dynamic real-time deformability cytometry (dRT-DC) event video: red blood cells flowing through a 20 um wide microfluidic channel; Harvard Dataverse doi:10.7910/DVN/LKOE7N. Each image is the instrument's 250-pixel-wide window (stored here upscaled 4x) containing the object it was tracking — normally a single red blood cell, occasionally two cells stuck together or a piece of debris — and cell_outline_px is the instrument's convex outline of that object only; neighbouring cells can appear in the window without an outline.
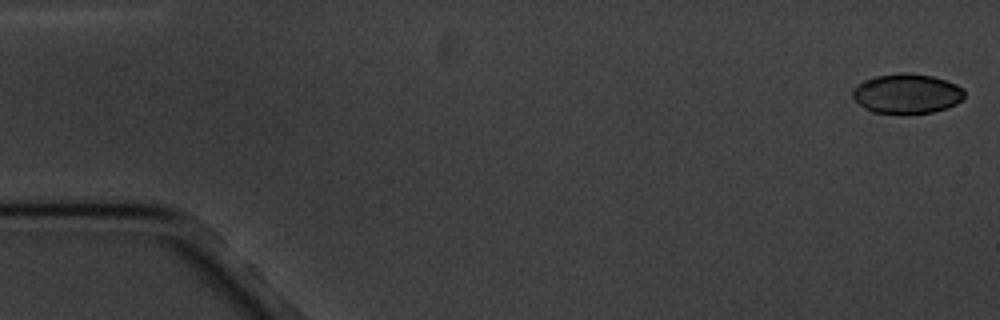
{"species": "common noctule bat (a hibernating species)", "species_latin": "Nyctalus noctula", "temperature_condition": "cold", "stored_images_in_passage": 5, "camera_frame_rate_fps": 3000, "um_per_image_px": 0.085, "animal": {"sex": "male", "body_mass_g": 20.1, "forearm_length_mm": 53.5}, "frame": {"image": 1, "passage_image": 1, "time_ms": 0.0, "image_size_px": [1000, 320], "cell_outline_px": [[964, 96], [956, 104], [948, 108], [932, 112], [872, 112], [864, 108], [852, 96], [852, 88], [856, 84], [864, 80], [876, 76], [900, 72], [908, 72], [932, 76], [956, 84], [964, 92]], "centroid_in_image_um": [77.05, 7.93], "position_along_channel_um": 7.9, "area_um2": 25.61}}
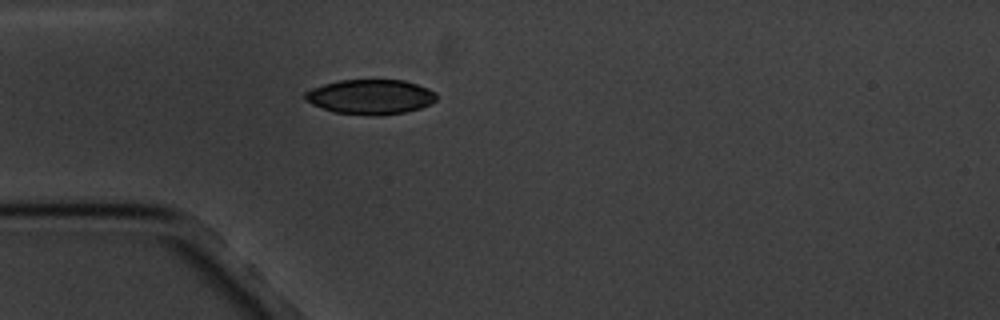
{"frame": {"image": 2, "passage_image": 5, "time_ms": 5.0, "image_size_px": [1000, 320], "cell_outline_px": [[436, 100], [432, 104], [420, 108], [404, 112], [380, 116], [372, 116], [332, 112], [312, 104], [304, 96], [304, 92], [312, 88], [324, 84], [340, 80], [404, 80], [428, 88], [436, 92]], "centroid_in_image_um": [31.51, 8.24], "position_along_channel_um": 53.5, "area_um2": 26.76}}